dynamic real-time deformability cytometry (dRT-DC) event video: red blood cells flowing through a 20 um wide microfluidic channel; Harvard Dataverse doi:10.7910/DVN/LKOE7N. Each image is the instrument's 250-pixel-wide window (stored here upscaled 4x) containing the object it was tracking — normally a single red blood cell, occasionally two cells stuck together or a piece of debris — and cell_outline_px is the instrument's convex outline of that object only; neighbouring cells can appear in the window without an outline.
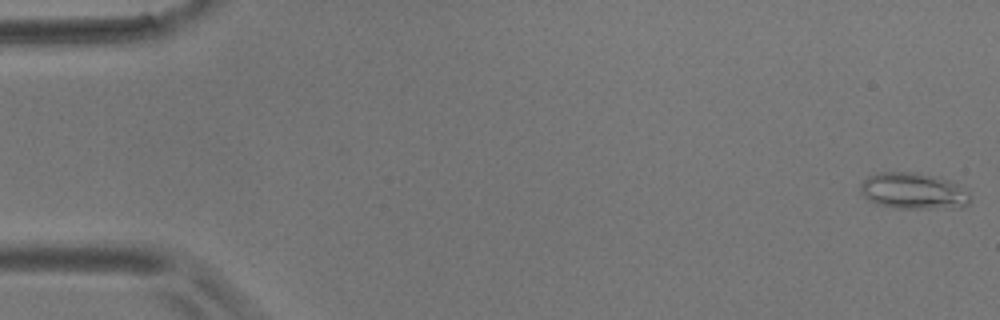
{"species": "common noctule bat (a hibernating species)", "species_latin": "Nyctalus noctula", "temperature_condition": "room temperature", "stored_images_in_passage": 9, "camera_frame_rate_fps": 3000, "um_per_image_px": 0.085, "animal": {"sex": "male", "body_mass_g": 17.9}, "frame": {"image": 1, "passage_image": 1, "time_ms": 0.0, "image_size_px": [1000, 320], "cell_outline_px": [[972, 196], [968, 204], [964, 208], [892, 208], [876, 204], [868, 200], [860, 192], [860, 184], [868, 176], [880, 172], [912, 172], [936, 176], [948, 180], [968, 188]], "centroid_in_image_um": [77.69, 16.24], "position_along_channel_um": 7.3, "area_um2": 23.76}}
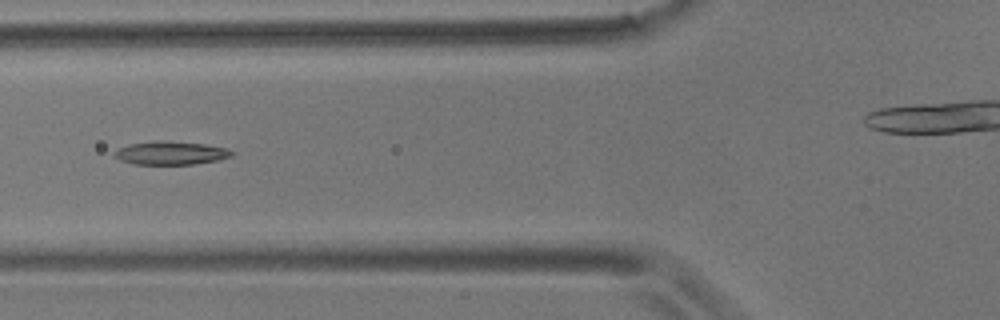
{"frame": {"image": 2, "passage_image": 7, "time_ms": 7.0, "image_size_px": [1000, 320], "cell_outline_px": [[236, 152], [232, 156], [216, 160], [192, 164], [132, 164], [120, 160], [112, 156], [112, 152], [116, 148], [128, 144], [156, 140], [160, 140], [204, 144], [224, 148]], "centroid_in_image_um": [14.42, 13.0], "position_along_channel_um": 111.4, "area_um2": 16.07}}